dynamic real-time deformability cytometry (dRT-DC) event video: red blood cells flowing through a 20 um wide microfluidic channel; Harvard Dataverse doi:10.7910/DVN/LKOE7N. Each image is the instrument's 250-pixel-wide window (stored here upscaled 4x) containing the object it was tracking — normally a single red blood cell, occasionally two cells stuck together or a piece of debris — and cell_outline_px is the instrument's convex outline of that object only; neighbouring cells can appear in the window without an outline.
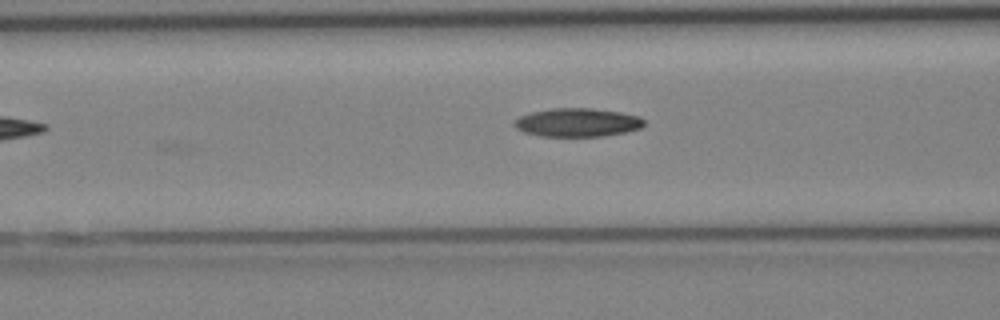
{"species": "Egyptian fruit bat (a non-hibernating species)", "species_latin": "Rousettus aegyptiacus", "temperature_condition": "cold", "stored_images_in_passage": 4, "camera_frame_rate_fps": 3000, "um_per_image_px": 0.085, "animal": {"sex": "female"}, "frame": {"image": 1, "passage_image": 4, "time_ms": 3.333, "image_size_px": [1000, 320], "cell_outline_px": [[644, 124], [640, 128], [624, 132], [604, 136], [540, 136], [524, 132], [516, 128], [512, 124], [520, 116], [532, 112], [552, 108], [592, 108], [620, 112], [640, 116], [644, 120]], "centroid_in_image_um": [49.08, 10.4], "position_along_channel_um": 117.5, "area_um2": 21.5}}